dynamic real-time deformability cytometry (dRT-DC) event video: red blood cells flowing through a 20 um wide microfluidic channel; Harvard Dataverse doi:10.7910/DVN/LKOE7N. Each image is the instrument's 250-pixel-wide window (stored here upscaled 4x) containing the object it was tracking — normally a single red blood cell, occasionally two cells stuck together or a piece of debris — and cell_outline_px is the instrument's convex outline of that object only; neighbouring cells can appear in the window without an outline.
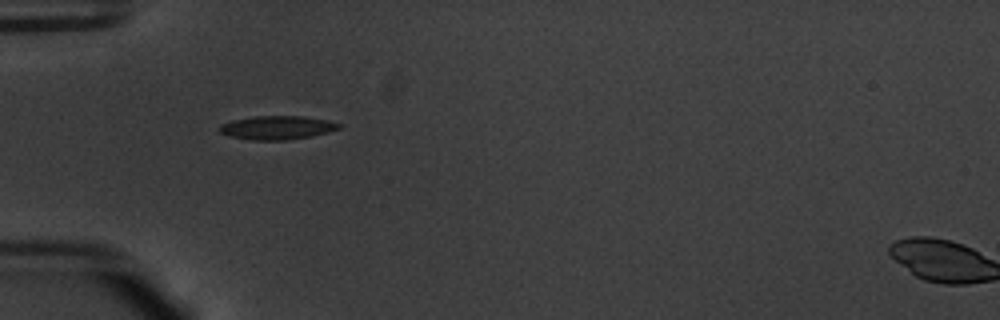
{"species": "common noctule bat (a hibernating species)", "species_latin": "Nyctalus noctula", "temperature_condition": "warm", "stored_images_in_passage": 37, "camera_frame_rate_fps": 3000, "um_per_image_px": 0.085, "animal": {"sex": "male", "body_mass_g": 20.1, "forearm_length_mm": 53.5}, "frame": {"image": 1, "passage_image": 1, "time_ms": 0.0, "image_size_px": [1000, 320], "cell_outline_px": [[340, 128], [328, 132], [312, 136], [284, 140], [252, 140], [228, 136], [220, 132], [216, 128], [220, 124], [232, 120], [256, 116], [304, 116], [324, 120], [340, 124]], "centroid_in_image_um": [23.48, 10.85], "position_along_channel_um": 61.5, "area_um2": 16.42}}
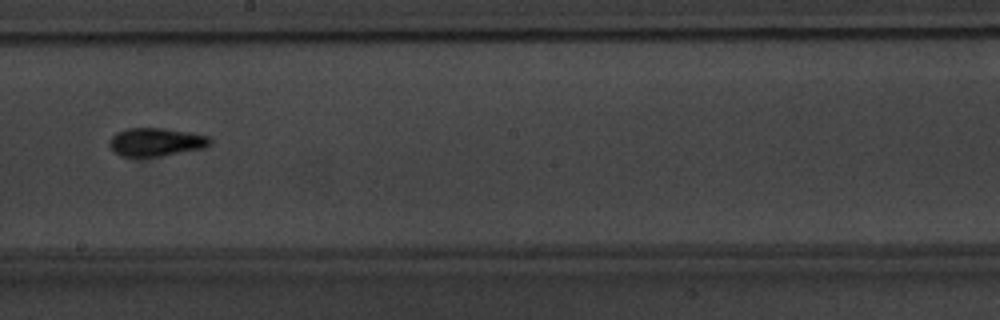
{"frame": {"image": 2, "passage_image": 15, "time_ms": 4.667, "image_size_px": [1000, 320], "cell_outline_px": [[212, 144], [204, 148], [160, 156], [120, 156], [108, 148], [108, 140], [116, 132], [128, 128], [164, 128], [188, 132], [208, 136], [212, 140]], "centroid_in_image_um": [13.22, 12.07], "position_along_channel_um": 235.0, "area_um2": 16.7}}
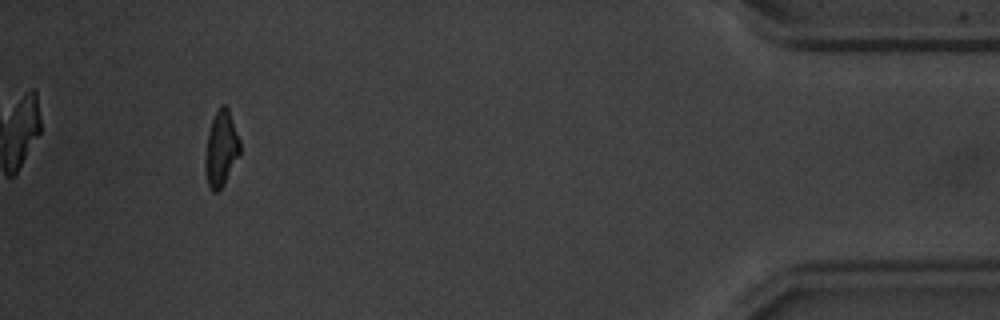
{"frame": {"image": 3, "passage_image": 34, "time_ms": 11.0, "image_size_px": [1000, 320], "cell_outline_px": [[240, 152], [224, 184], [216, 192], [212, 192], [208, 184], [204, 168], [204, 160], [208, 132], [212, 120], [220, 104], [224, 104], [228, 108], [240, 140]], "centroid_in_image_um": [18.78, 12.63], "position_along_channel_um": 416.4, "area_um2": 15.2}, "authors_computed_cell_mechanics": {"area_um2": 15.9528, "velocity_mm_per_s": 3.8042, "shape_relaxation_time_tau1_ms": 4.1306, "shape_relaxation_time_tau2_ms": 2.8124, "deformation_change_tau1": 0.1699, "deformation_change_tau2": 0.0711}}